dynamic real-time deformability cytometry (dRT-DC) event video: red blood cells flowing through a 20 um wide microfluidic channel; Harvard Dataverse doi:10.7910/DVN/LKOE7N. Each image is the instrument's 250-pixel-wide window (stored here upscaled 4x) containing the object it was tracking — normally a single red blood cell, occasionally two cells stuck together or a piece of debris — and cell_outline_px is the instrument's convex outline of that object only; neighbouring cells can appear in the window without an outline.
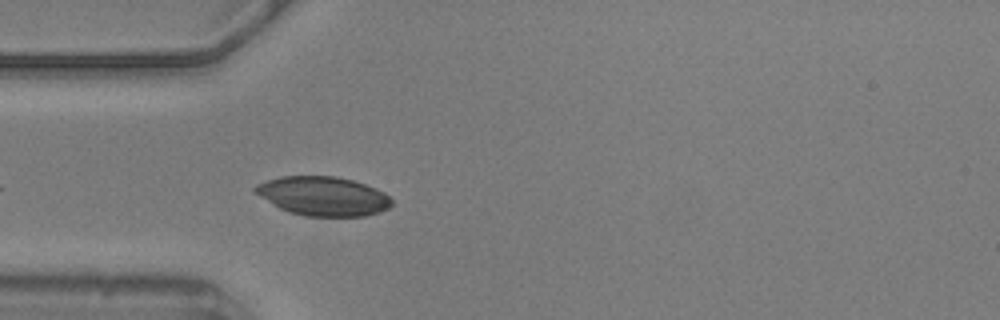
{"species": "common noctule bat (a hibernating species)", "species_latin": "Nyctalus noctula", "temperature_condition": "warm", "stored_images_in_passage": 25, "camera_frame_rate_fps": 3000, "um_per_image_px": 0.085, "animal": {"sex": "male", "body_mass_g": 20.5, "forearm_length_mm": 52.5}, "frame": {"image": 1, "passage_image": 1, "time_ms": 0.0, "image_size_px": [1000, 320], "cell_outline_px": [[392, 204], [388, 208], [380, 212], [364, 216], [304, 216], [288, 212], [280, 208], [260, 196], [252, 188], [256, 184], [280, 176], [336, 176], [352, 180], [376, 188], [384, 192], [392, 200]], "centroid_in_image_um": [27.47, 16.67], "position_along_channel_um": 57.5, "area_um2": 31.04}}